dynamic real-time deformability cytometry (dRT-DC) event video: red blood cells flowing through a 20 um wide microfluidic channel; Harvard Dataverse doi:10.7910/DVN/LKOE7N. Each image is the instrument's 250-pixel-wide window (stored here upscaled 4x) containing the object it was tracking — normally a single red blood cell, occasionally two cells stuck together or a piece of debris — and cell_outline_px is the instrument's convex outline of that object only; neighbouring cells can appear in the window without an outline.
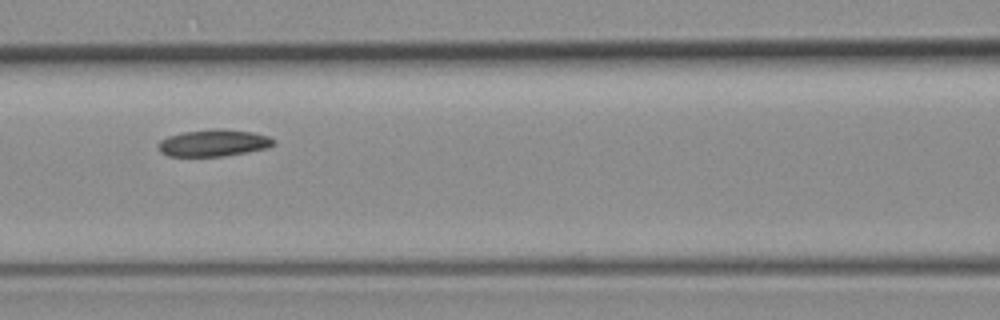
{"species": "common noctule bat (a hibernating species)", "species_latin": "Nyctalus noctula", "temperature_condition": "room temperature", "stored_images_in_passage": 7, "camera_frame_rate_fps": 3000, "um_per_image_px": 0.085, "animal": {"sex": "female", "body_mass_g": 19.3, "forearm_length_mm": 54.1}, "frame": {"image": 1, "passage_image": 4, "time_ms": 4.333, "image_size_px": [1000, 320], "cell_outline_px": [[276, 144], [268, 148], [248, 152], [224, 156], [168, 156], [160, 152], [160, 140], [168, 136], [184, 132], [216, 128], [220, 128], [252, 132], [268, 136], [276, 140]], "centroid_in_image_um": [18.21, 12.15], "position_along_channel_um": 148.4, "area_um2": 18.09}}
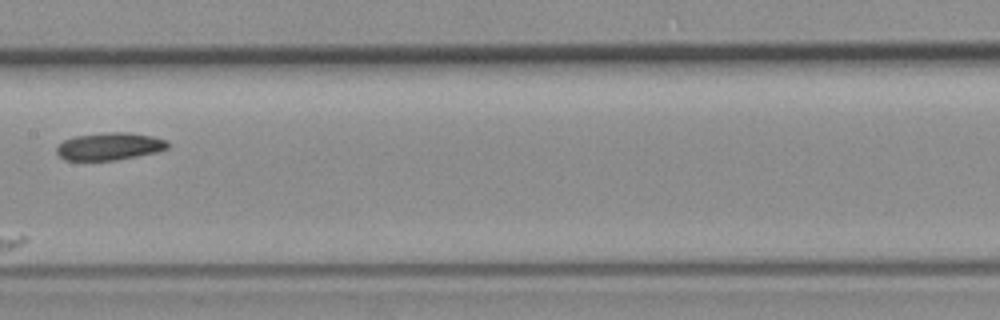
{"frame": {"image": 2, "passage_image": 5, "time_ms": 5.667, "image_size_px": [1000, 320], "cell_outline_px": [[168, 148], [156, 152], [116, 160], [64, 160], [56, 152], [56, 148], [64, 140], [72, 136], [108, 132], [128, 132], [152, 136], [168, 140]], "centroid_in_image_um": [9.3, 12.43], "position_along_channel_um": 198.1, "area_um2": 17.8}}